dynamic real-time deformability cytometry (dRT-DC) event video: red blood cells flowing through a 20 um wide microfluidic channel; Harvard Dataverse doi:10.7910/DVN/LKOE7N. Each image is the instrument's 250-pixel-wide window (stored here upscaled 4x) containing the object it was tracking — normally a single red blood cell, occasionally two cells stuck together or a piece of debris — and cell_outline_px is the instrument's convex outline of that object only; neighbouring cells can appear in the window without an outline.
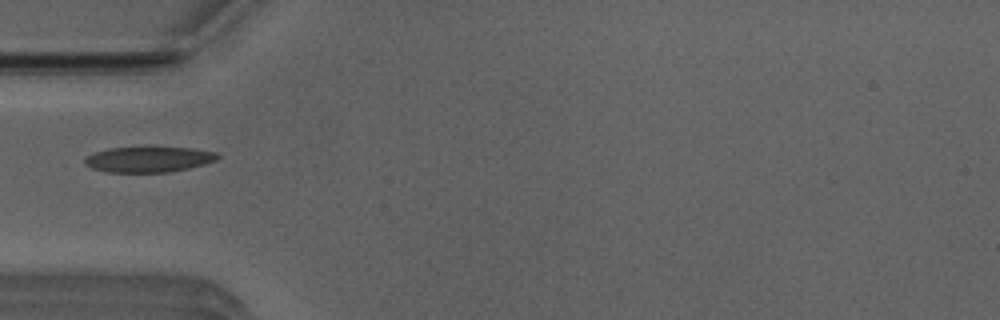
{"species": "Egyptian fruit bat (a non-hibernating species)", "species_latin": "Rousettus aegyptiacus", "temperature_condition": "room temperature", "stored_images_in_passage": 36, "camera_frame_rate_fps": 3000, "um_per_image_px": 0.085, "animal": {"sex": "male"}, "frame": {"image": 1, "passage_image": 1, "time_ms": 0.0, "image_size_px": [1000, 320], "cell_outline_px": [[220, 156], [216, 160], [204, 164], [172, 172], [108, 172], [92, 168], [84, 164], [84, 160], [88, 156], [96, 152], [108, 148], [144, 144], [156, 144], [192, 148], [216, 152]], "centroid_in_image_um": [12.65, 13.48], "position_along_channel_um": 72.3, "area_um2": 20.87}}
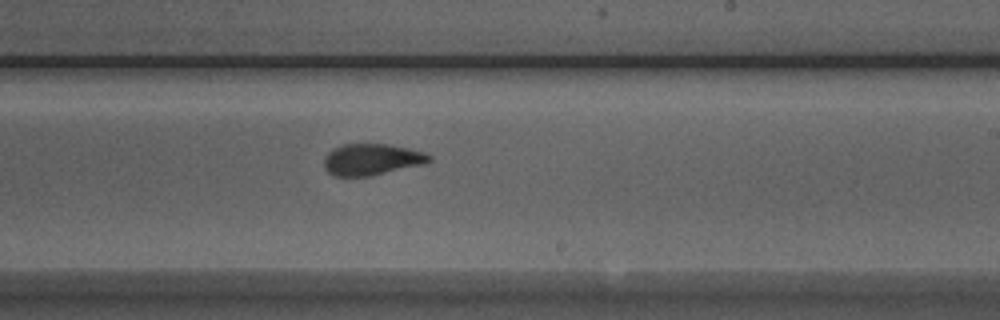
{"frame": {"image": 2, "passage_image": 15, "time_ms": 4.667, "image_size_px": [1000, 320], "cell_outline_px": [[432, 160], [424, 164], [368, 176], [332, 176], [324, 168], [324, 156], [332, 148], [344, 144], [388, 144], [408, 148], [424, 152], [432, 156]], "centroid_in_image_um": [31.57, 13.55], "position_along_channel_um": 257.4, "area_um2": 19.31}}
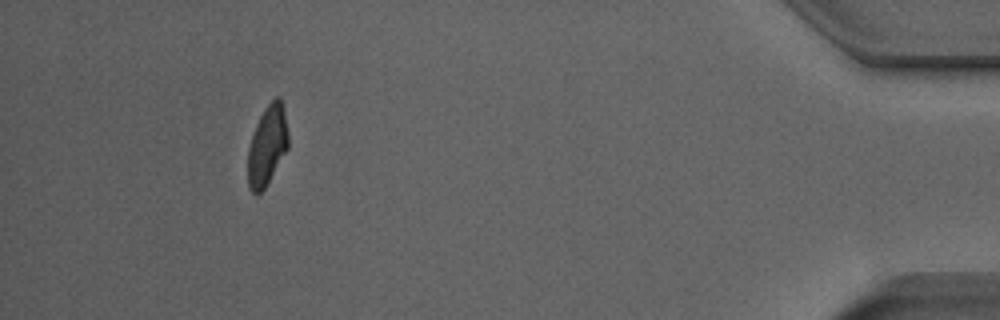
{"frame": {"image": 3, "passage_image": 32, "time_ms": 10.333, "image_size_px": [1000, 320], "cell_outline_px": [[288, 148], [264, 188], [256, 196], [248, 188], [248, 148], [256, 124], [264, 108], [276, 96], [280, 96], [284, 112], [288, 132]], "centroid_in_image_um": [22.7, 12.36], "position_along_channel_um": 412.5, "area_um2": 18.61}}